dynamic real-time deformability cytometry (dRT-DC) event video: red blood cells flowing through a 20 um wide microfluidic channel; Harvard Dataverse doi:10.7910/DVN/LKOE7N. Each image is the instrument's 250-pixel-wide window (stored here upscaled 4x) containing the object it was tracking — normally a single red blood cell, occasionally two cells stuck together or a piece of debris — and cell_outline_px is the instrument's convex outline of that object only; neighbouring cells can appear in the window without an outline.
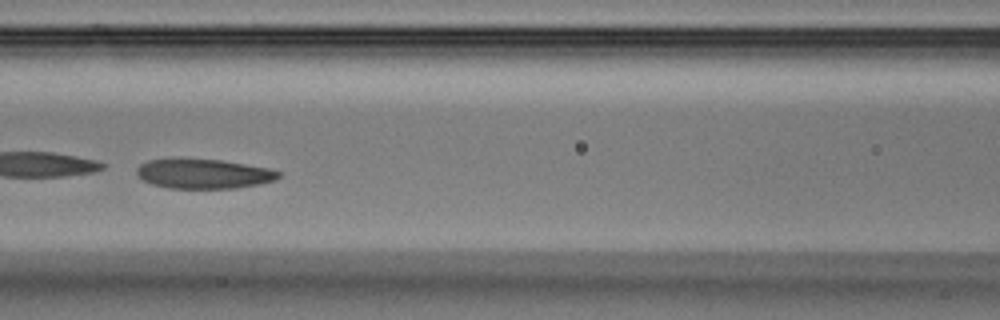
{"species": "Egyptian fruit bat (a non-hibernating species)", "species_latin": "Rousettus aegyptiacus", "temperature_condition": "warm", "stored_images_in_passage": 40, "camera_frame_rate_fps": 3000, "um_per_image_px": 0.085, "animal": {"sex": "male"}, "frame": {"image": 1, "passage_image": 18, "time_ms": 5.667, "image_size_px": [1000, 320], "cell_outline_px": [[280, 176], [276, 180], [260, 184], [236, 188], [168, 188], [152, 184], [144, 180], [136, 172], [136, 168], [140, 164], [148, 160], [172, 156], [220, 160], [268, 168], [280, 172]], "centroid_in_image_um": [17.25, 14.74], "position_along_channel_um": 149.3, "area_um2": 25.03}}
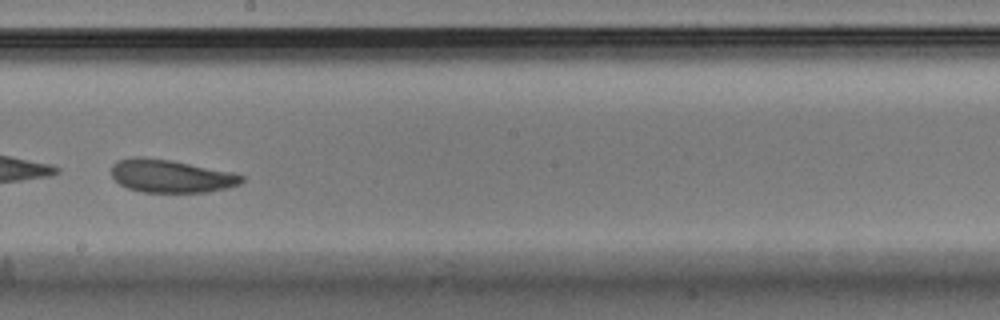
{"frame": {"image": 2, "passage_image": 23, "time_ms": 7.333, "image_size_px": [1000, 320], "cell_outline_px": [[244, 180], [240, 184], [228, 188], [208, 192], [144, 192], [128, 188], [120, 184], [112, 176], [112, 164], [116, 160], [132, 156], [140, 156], [172, 160], [232, 172], [244, 176]], "centroid_in_image_um": [14.52, 14.95], "position_along_channel_um": 233.7, "area_um2": 25.2}}